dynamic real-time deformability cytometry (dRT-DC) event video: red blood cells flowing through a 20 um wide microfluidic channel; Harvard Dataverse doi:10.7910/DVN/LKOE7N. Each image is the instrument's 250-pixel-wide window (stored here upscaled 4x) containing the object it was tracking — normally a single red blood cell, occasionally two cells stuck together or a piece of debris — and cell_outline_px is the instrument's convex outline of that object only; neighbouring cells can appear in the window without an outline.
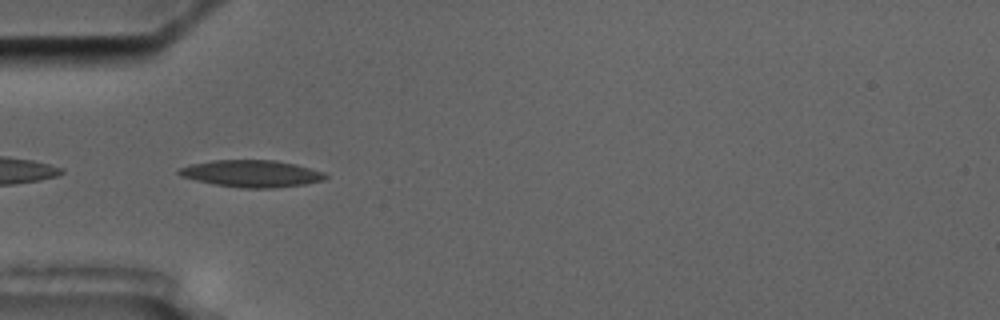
{"species": "common noctule bat (a hibernating species)", "species_latin": "Nyctalus noctula", "temperature_condition": "cold", "stored_images_in_passage": 11, "camera_frame_rate_fps": 3000, "um_per_image_px": 0.085, "animal": {"sex": "male", "body_mass_g": 17.5, "forearm_length_mm": 52.3}, "frame": {"image": 1, "passage_image": 5, "time_ms": 5.333, "image_size_px": [1000, 320], "cell_outline_px": [[328, 176], [324, 180], [304, 184], [268, 188], [240, 188], [212, 184], [180, 176], [176, 172], [176, 168], [188, 164], [212, 160], [276, 160], [296, 164], [324, 172]], "centroid_in_image_um": [21.32, 14.75], "position_along_channel_um": 63.7, "area_um2": 23.24}}
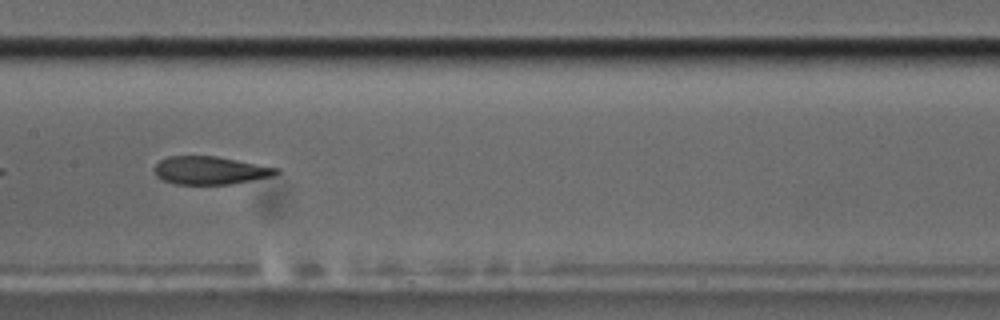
{"frame": {"image": 2, "passage_image": 8, "time_ms": 9.0, "image_size_px": [1000, 320], "cell_outline_px": [[280, 172], [272, 176], [232, 184], [176, 184], [164, 180], [156, 176], [156, 164], [160, 160], [168, 156], [216, 156], [280, 168]], "centroid_in_image_um": [17.89, 14.48], "position_along_channel_um": 189.5, "area_um2": 19.77}}
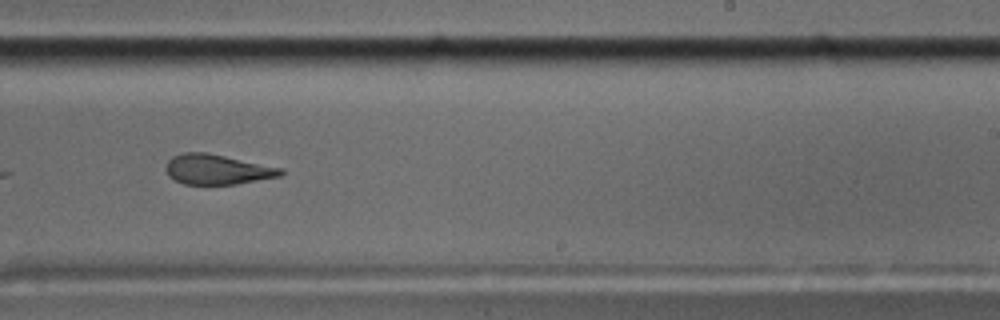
{"frame": {"image": 3, "passage_image": 10, "time_ms": 11.333, "image_size_px": [1000, 320], "cell_outline_px": [[284, 172], [280, 176], [236, 184], [184, 184], [168, 176], [164, 168], [168, 160], [172, 156], [184, 152], [208, 152], [284, 168]], "centroid_in_image_um": [18.45, 14.39], "position_along_channel_um": 270.5, "area_um2": 20.29}}